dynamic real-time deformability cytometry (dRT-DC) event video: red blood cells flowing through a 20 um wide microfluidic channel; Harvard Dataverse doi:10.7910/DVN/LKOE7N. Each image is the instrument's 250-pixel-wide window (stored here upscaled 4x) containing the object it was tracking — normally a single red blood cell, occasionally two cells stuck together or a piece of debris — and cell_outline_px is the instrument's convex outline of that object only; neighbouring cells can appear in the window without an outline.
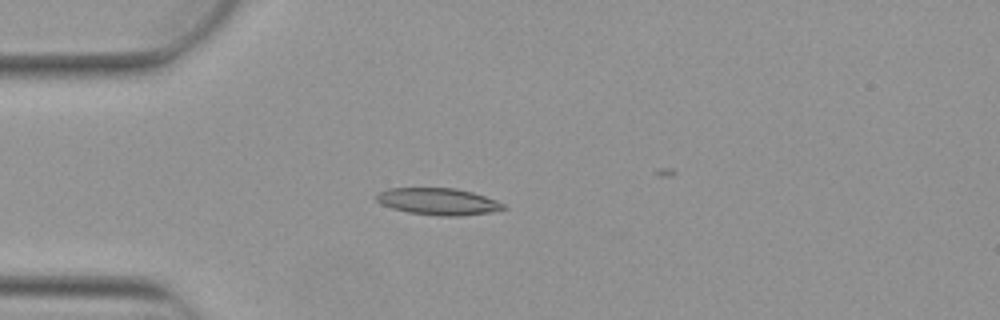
{"species": "Egyptian fruit bat (a non-hibernating species)", "species_latin": "Rousettus aegyptiacus", "temperature_condition": "warm", "stored_images_in_passage": 4, "camera_frame_rate_fps": 3000, "um_per_image_px": 0.085, "animal": {"sex": "female"}, "frame": {"image": 1, "passage_image": 4, "time_ms": 1.0, "image_size_px": [1000, 320], "cell_outline_px": [[508, 208], [492, 212], [460, 216], [440, 216], [408, 212], [392, 208], [380, 204], [376, 200], [376, 192], [388, 188], [456, 188], [472, 192], [496, 200], [504, 204]], "centroid_in_image_um": [37.23, 17.12], "position_along_channel_um": 47.8, "area_um2": 20.0}}